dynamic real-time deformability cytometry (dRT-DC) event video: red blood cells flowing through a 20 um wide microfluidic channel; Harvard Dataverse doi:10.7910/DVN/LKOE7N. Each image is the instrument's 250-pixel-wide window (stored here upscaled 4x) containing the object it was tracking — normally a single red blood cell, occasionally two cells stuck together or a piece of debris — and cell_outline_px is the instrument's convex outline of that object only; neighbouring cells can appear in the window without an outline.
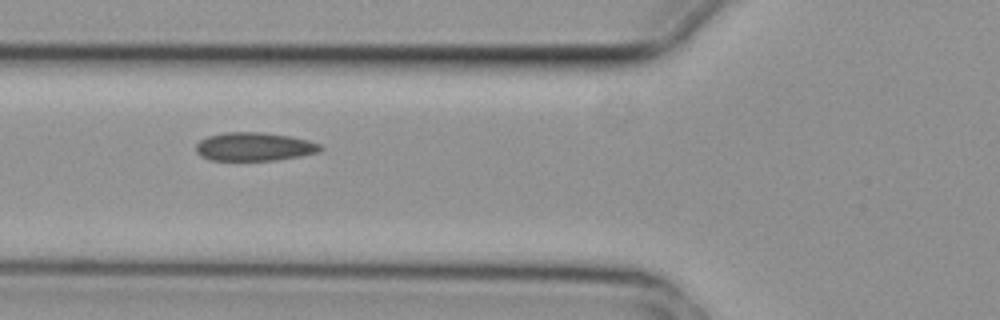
{"species": "common noctule bat (a hibernating species)", "species_latin": "Nyctalus noctula", "temperature_condition": "cold", "stored_images_in_passage": 7, "camera_frame_rate_fps": 3000, "um_per_image_px": 0.085, "animal": {"sex": "female", "body_mass_g": 29.2, "forearm_length_mm": 56.3}, "frame": {"image": 1, "passage_image": 2, "time_ms": 0.333, "image_size_px": [1000, 320], "cell_outline_px": [[324, 148], [320, 152], [300, 156], [276, 160], [208, 160], [200, 156], [196, 152], [196, 144], [200, 140], [208, 136], [224, 132], [264, 132], [288, 136], [308, 140], [320, 144]], "centroid_in_image_um": [21.61, 12.47], "position_along_channel_um": 104.2, "area_um2": 20.75}}
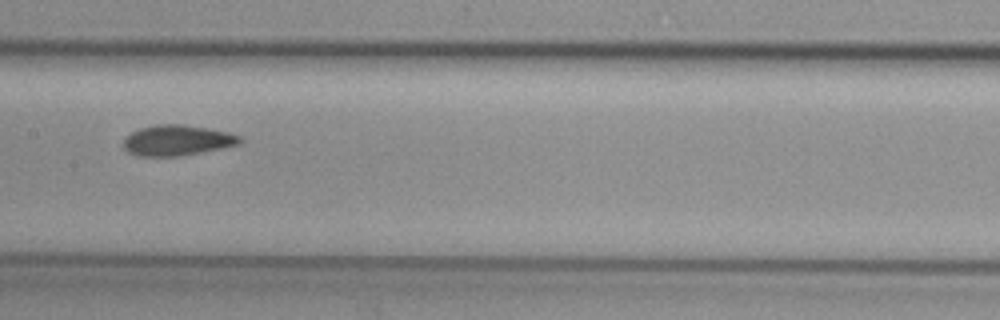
{"frame": {"image": 2, "passage_image": 4, "time_ms": 1.0, "image_size_px": [1000, 320], "cell_outline_px": [[244, 140], [240, 144], [224, 148], [176, 156], [136, 156], [128, 152], [124, 148], [124, 140], [132, 132], [140, 128], [156, 124], [180, 124], [228, 132], [240, 136]], "centroid_in_image_um": [15.07, 11.93], "position_along_channel_um": 192.3, "area_um2": 20.58}}
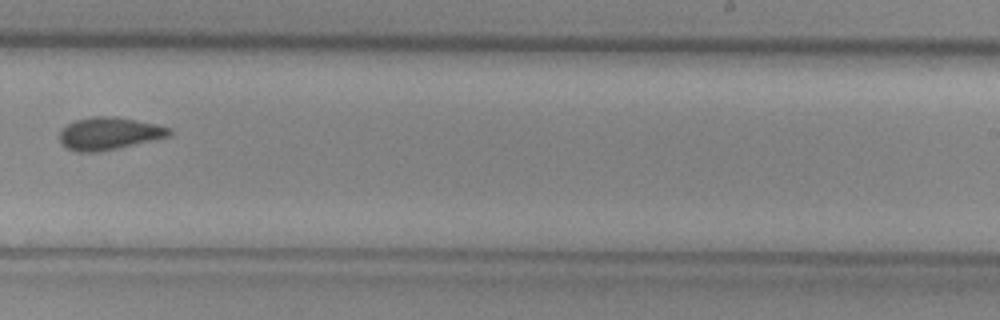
{"frame": {"image": 3, "passage_image": 6, "time_ms": 1.667, "image_size_px": [1000, 320], "cell_outline_px": [[172, 136], [116, 148], [96, 152], [80, 152], [68, 148], [60, 144], [60, 132], [68, 124], [76, 120], [92, 116], [116, 116], [156, 124], [168, 128], [172, 132]], "centroid_in_image_um": [9.28, 11.34], "position_along_channel_um": 279.7, "area_um2": 20.58}}